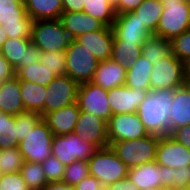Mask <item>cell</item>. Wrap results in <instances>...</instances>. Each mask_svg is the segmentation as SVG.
<instances>
[{
  "label": "cell",
  "mask_w": 190,
  "mask_h": 190,
  "mask_svg": "<svg viewBox=\"0 0 190 190\" xmlns=\"http://www.w3.org/2000/svg\"><path fill=\"white\" fill-rule=\"evenodd\" d=\"M99 190H109L108 186H102Z\"/></svg>",
  "instance_id": "57"
},
{
  "label": "cell",
  "mask_w": 190,
  "mask_h": 190,
  "mask_svg": "<svg viewBox=\"0 0 190 190\" xmlns=\"http://www.w3.org/2000/svg\"><path fill=\"white\" fill-rule=\"evenodd\" d=\"M171 54V41L152 35L142 45V56L153 65L159 59L166 58Z\"/></svg>",
  "instance_id": "32"
},
{
  "label": "cell",
  "mask_w": 190,
  "mask_h": 190,
  "mask_svg": "<svg viewBox=\"0 0 190 190\" xmlns=\"http://www.w3.org/2000/svg\"><path fill=\"white\" fill-rule=\"evenodd\" d=\"M142 55V45L119 40L114 35L111 59L128 69Z\"/></svg>",
  "instance_id": "29"
},
{
  "label": "cell",
  "mask_w": 190,
  "mask_h": 190,
  "mask_svg": "<svg viewBox=\"0 0 190 190\" xmlns=\"http://www.w3.org/2000/svg\"><path fill=\"white\" fill-rule=\"evenodd\" d=\"M41 165L48 183L61 182L63 180L65 165L55 156L50 155Z\"/></svg>",
  "instance_id": "40"
},
{
  "label": "cell",
  "mask_w": 190,
  "mask_h": 190,
  "mask_svg": "<svg viewBox=\"0 0 190 190\" xmlns=\"http://www.w3.org/2000/svg\"><path fill=\"white\" fill-rule=\"evenodd\" d=\"M114 35L121 41L130 42L134 45H143L147 38L153 34L143 26L132 12L116 15L112 25Z\"/></svg>",
  "instance_id": "15"
},
{
  "label": "cell",
  "mask_w": 190,
  "mask_h": 190,
  "mask_svg": "<svg viewBox=\"0 0 190 190\" xmlns=\"http://www.w3.org/2000/svg\"><path fill=\"white\" fill-rule=\"evenodd\" d=\"M42 190H74V187L64 182H50Z\"/></svg>",
  "instance_id": "52"
},
{
  "label": "cell",
  "mask_w": 190,
  "mask_h": 190,
  "mask_svg": "<svg viewBox=\"0 0 190 190\" xmlns=\"http://www.w3.org/2000/svg\"><path fill=\"white\" fill-rule=\"evenodd\" d=\"M156 163L165 167L180 168L190 165V150L170 135L161 136L156 150Z\"/></svg>",
  "instance_id": "17"
},
{
  "label": "cell",
  "mask_w": 190,
  "mask_h": 190,
  "mask_svg": "<svg viewBox=\"0 0 190 190\" xmlns=\"http://www.w3.org/2000/svg\"><path fill=\"white\" fill-rule=\"evenodd\" d=\"M83 12L112 27L116 18L114 4L109 0H84Z\"/></svg>",
  "instance_id": "31"
},
{
  "label": "cell",
  "mask_w": 190,
  "mask_h": 190,
  "mask_svg": "<svg viewBox=\"0 0 190 190\" xmlns=\"http://www.w3.org/2000/svg\"><path fill=\"white\" fill-rule=\"evenodd\" d=\"M126 72L127 69L112 59L99 61L91 82L106 90L120 87L125 84Z\"/></svg>",
  "instance_id": "22"
},
{
  "label": "cell",
  "mask_w": 190,
  "mask_h": 190,
  "mask_svg": "<svg viewBox=\"0 0 190 190\" xmlns=\"http://www.w3.org/2000/svg\"><path fill=\"white\" fill-rule=\"evenodd\" d=\"M42 66L52 71L55 76L66 75V55L63 51L41 52Z\"/></svg>",
  "instance_id": "37"
},
{
  "label": "cell",
  "mask_w": 190,
  "mask_h": 190,
  "mask_svg": "<svg viewBox=\"0 0 190 190\" xmlns=\"http://www.w3.org/2000/svg\"><path fill=\"white\" fill-rule=\"evenodd\" d=\"M107 90L87 82L80 84L77 90V103L80 111H84L108 121L112 111L107 100Z\"/></svg>",
  "instance_id": "12"
},
{
  "label": "cell",
  "mask_w": 190,
  "mask_h": 190,
  "mask_svg": "<svg viewBox=\"0 0 190 190\" xmlns=\"http://www.w3.org/2000/svg\"><path fill=\"white\" fill-rule=\"evenodd\" d=\"M163 10L161 0H144L133 12L143 26L153 34L156 31Z\"/></svg>",
  "instance_id": "30"
},
{
  "label": "cell",
  "mask_w": 190,
  "mask_h": 190,
  "mask_svg": "<svg viewBox=\"0 0 190 190\" xmlns=\"http://www.w3.org/2000/svg\"><path fill=\"white\" fill-rule=\"evenodd\" d=\"M174 90H150L139 104L137 114L149 134L170 135L169 106L173 103Z\"/></svg>",
  "instance_id": "1"
},
{
  "label": "cell",
  "mask_w": 190,
  "mask_h": 190,
  "mask_svg": "<svg viewBox=\"0 0 190 190\" xmlns=\"http://www.w3.org/2000/svg\"><path fill=\"white\" fill-rule=\"evenodd\" d=\"M168 190H190V188H169Z\"/></svg>",
  "instance_id": "56"
},
{
  "label": "cell",
  "mask_w": 190,
  "mask_h": 190,
  "mask_svg": "<svg viewBox=\"0 0 190 190\" xmlns=\"http://www.w3.org/2000/svg\"><path fill=\"white\" fill-rule=\"evenodd\" d=\"M31 43V38H7L0 53L17 73L24 67L25 49Z\"/></svg>",
  "instance_id": "28"
},
{
  "label": "cell",
  "mask_w": 190,
  "mask_h": 190,
  "mask_svg": "<svg viewBox=\"0 0 190 190\" xmlns=\"http://www.w3.org/2000/svg\"><path fill=\"white\" fill-rule=\"evenodd\" d=\"M20 174L30 190H42L48 184L41 163L24 161Z\"/></svg>",
  "instance_id": "35"
},
{
  "label": "cell",
  "mask_w": 190,
  "mask_h": 190,
  "mask_svg": "<svg viewBox=\"0 0 190 190\" xmlns=\"http://www.w3.org/2000/svg\"><path fill=\"white\" fill-rule=\"evenodd\" d=\"M24 5L33 21L59 19L63 13L62 0H25Z\"/></svg>",
  "instance_id": "25"
},
{
  "label": "cell",
  "mask_w": 190,
  "mask_h": 190,
  "mask_svg": "<svg viewBox=\"0 0 190 190\" xmlns=\"http://www.w3.org/2000/svg\"><path fill=\"white\" fill-rule=\"evenodd\" d=\"M76 40L87 48L98 61L111 59L114 40L112 27L105 26L102 30L85 33Z\"/></svg>",
  "instance_id": "18"
},
{
  "label": "cell",
  "mask_w": 190,
  "mask_h": 190,
  "mask_svg": "<svg viewBox=\"0 0 190 190\" xmlns=\"http://www.w3.org/2000/svg\"><path fill=\"white\" fill-rule=\"evenodd\" d=\"M102 186V183L97 178L88 175L74 186V190H99Z\"/></svg>",
  "instance_id": "47"
},
{
  "label": "cell",
  "mask_w": 190,
  "mask_h": 190,
  "mask_svg": "<svg viewBox=\"0 0 190 190\" xmlns=\"http://www.w3.org/2000/svg\"><path fill=\"white\" fill-rule=\"evenodd\" d=\"M183 78L186 85H190V58L183 61Z\"/></svg>",
  "instance_id": "53"
},
{
  "label": "cell",
  "mask_w": 190,
  "mask_h": 190,
  "mask_svg": "<svg viewBox=\"0 0 190 190\" xmlns=\"http://www.w3.org/2000/svg\"><path fill=\"white\" fill-rule=\"evenodd\" d=\"M23 163L24 158L22 157L18 147L0 150L1 174L20 172Z\"/></svg>",
  "instance_id": "36"
},
{
  "label": "cell",
  "mask_w": 190,
  "mask_h": 190,
  "mask_svg": "<svg viewBox=\"0 0 190 190\" xmlns=\"http://www.w3.org/2000/svg\"><path fill=\"white\" fill-rule=\"evenodd\" d=\"M170 136L190 150V125L174 129Z\"/></svg>",
  "instance_id": "45"
},
{
  "label": "cell",
  "mask_w": 190,
  "mask_h": 190,
  "mask_svg": "<svg viewBox=\"0 0 190 190\" xmlns=\"http://www.w3.org/2000/svg\"><path fill=\"white\" fill-rule=\"evenodd\" d=\"M78 84L67 75L57 76L46 86L44 116L77 102Z\"/></svg>",
  "instance_id": "11"
},
{
  "label": "cell",
  "mask_w": 190,
  "mask_h": 190,
  "mask_svg": "<svg viewBox=\"0 0 190 190\" xmlns=\"http://www.w3.org/2000/svg\"><path fill=\"white\" fill-rule=\"evenodd\" d=\"M164 8L153 35L172 40L190 29V0H161Z\"/></svg>",
  "instance_id": "3"
},
{
  "label": "cell",
  "mask_w": 190,
  "mask_h": 190,
  "mask_svg": "<svg viewBox=\"0 0 190 190\" xmlns=\"http://www.w3.org/2000/svg\"><path fill=\"white\" fill-rule=\"evenodd\" d=\"M109 190H139L137 186L128 177L116 181L108 186Z\"/></svg>",
  "instance_id": "50"
},
{
  "label": "cell",
  "mask_w": 190,
  "mask_h": 190,
  "mask_svg": "<svg viewBox=\"0 0 190 190\" xmlns=\"http://www.w3.org/2000/svg\"><path fill=\"white\" fill-rule=\"evenodd\" d=\"M142 190H168L162 186H156V187H150V188H146V189H142Z\"/></svg>",
  "instance_id": "55"
},
{
  "label": "cell",
  "mask_w": 190,
  "mask_h": 190,
  "mask_svg": "<svg viewBox=\"0 0 190 190\" xmlns=\"http://www.w3.org/2000/svg\"><path fill=\"white\" fill-rule=\"evenodd\" d=\"M65 55L67 76L78 85L93 80L99 61L87 48L76 39H72L65 50Z\"/></svg>",
  "instance_id": "6"
},
{
  "label": "cell",
  "mask_w": 190,
  "mask_h": 190,
  "mask_svg": "<svg viewBox=\"0 0 190 190\" xmlns=\"http://www.w3.org/2000/svg\"><path fill=\"white\" fill-rule=\"evenodd\" d=\"M160 171H162L161 185L162 187L169 189L171 188V179H172V167H165L159 165Z\"/></svg>",
  "instance_id": "51"
},
{
  "label": "cell",
  "mask_w": 190,
  "mask_h": 190,
  "mask_svg": "<svg viewBox=\"0 0 190 190\" xmlns=\"http://www.w3.org/2000/svg\"><path fill=\"white\" fill-rule=\"evenodd\" d=\"M153 65L142 55L128 67L125 86L135 89L150 90V77Z\"/></svg>",
  "instance_id": "26"
},
{
  "label": "cell",
  "mask_w": 190,
  "mask_h": 190,
  "mask_svg": "<svg viewBox=\"0 0 190 190\" xmlns=\"http://www.w3.org/2000/svg\"><path fill=\"white\" fill-rule=\"evenodd\" d=\"M127 177L132 180L139 190L162 186V171H160L155 160L129 168Z\"/></svg>",
  "instance_id": "24"
},
{
  "label": "cell",
  "mask_w": 190,
  "mask_h": 190,
  "mask_svg": "<svg viewBox=\"0 0 190 190\" xmlns=\"http://www.w3.org/2000/svg\"><path fill=\"white\" fill-rule=\"evenodd\" d=\"M150 90L129 88L125 85L107 90L112 115L137 113L139 104Z\"/></svg>",
  "instance_id": "16"
},
{
  "label": "cell",
  "mask_w": 190,
  "mask_h": 190,
  "mask_svg": "<svg viewBox=\"0 0 190 190\" xmlns=\"http://www.w3.org/2000/svg\"><path fill=\"white\" fill-rule=\"evenodd\" d=\"M15 116L0 111V150L19 147Z\"/></svg>",
  "instance_id": "34"
},
{
  "label": "cell",
  "mask_w": 190,
  "mask_h": 190,
  "mask_svg": "<svg viewBox=\"0 0 190 190\" xmlns=\"http://www.w3.org/2000/svg\"><path fill=\"white\" fill-rule=\"evenodd\" d=\"M60 21L71 39L89 32L102 30L105 25L85 12H63Z\"/></svg>",
  "instance_id": "19"
},
{
  "label": "cell",
  "mask_w": 190,
  "mask_h": 190,
  "mask_svg": "<svg viewBox=\"0 0 190 190\" xmlns=\"http://www.w3.org/2000/svg\"><path fill=\"white\" fill-rule=\"evenodd\" d=\"M41 50L32 42L25 49L24 67L40 61Z\"/></svg>",
  "instance_id": "46"
},
{
  "label": "cell",
  "mask_w": 190,
  "mask_h": 190,
  "mask_svg": "<svg viewBox=\"0 0 190 190\" xmlns=\"http://www.w3.org/2000/svg\"><path fill=\"white\" fill-rule=\"evenodd\" d=\"M147 135L149 133L146 131L137 113L112 115L107 121L109 145L112 142L138 139Z\"/></svg>",
  "instance_id": "13"
},
{
  "label": "cell",
  "mask_w": 190,
  "mask_h": 190,
  "mask_svg": "<svg viewBox=\"0 0 190 190\" xmlns=\"http://www.w3.org/2000/svg\"><path fill=\"white\" fill-rule=\"evenodd\" d=\"M63 12H81L84 9V0H62Z\"/></svg>",
  "instance_id": "49"
},
{
  "label": "cell",
  "mask_w": 190,
  "mask_h": 190,
  "mask_svg": "<svg viewBox=\"0 0 190 190\" xmlns=\"http://www.w3.org/2000/svg\"><path fill=\"white\" fill-rule=\"evenodd\" d=\"M71 40L60 19L34 20L32 22L31 42L41 52H65Z\"/></svg>",
  "instance_id": "4"
},
{
  "label": "cell",
  "mask_w": 190,
  "mask_h": 190,
  "mask_svg": "<svg viewBox=\"0 0 190 190\" xmlns=\"http://www.w3.org/2000/svg\"><path fill=\"white\" fill-rule=\"evenodd\" d=\"M98 148L83 141L76 133L54 135L51 145V155L55 156L65 166L77 160H89Z\"/></svg>",
  "instance_id": "9"
},
{
  "label": "cell",
  "mask_w": 190,
  "mask_h": 190,
  "mask_svg": "<svg viewBox=\"0 0 190 190\" xmlns=\"http://www.w3.org/2000/svg\"><path fill=\"white\" fill-rule=\"evenodd\" d=\"M80 109L78 103L47 113L43 119L48 124L53 135L73 133Z\"/></svg>",
  "instance_id": "20"
},
{
  "label": "cell",
  "mask_w": 190,
  "mask_h": 190,
  "mask_svg": "<svg viewBox=\"0 0 190 190\" xmlns=\"http://www.w3.org/2000/svg\"><path fill=\"white\" fill-rule=\"evenodd\" d=\"M16 76L20 81H29L42 86H48L57 77L48 68L42 66L40 61L21 68Z\"/></svg>",
  "instance_id": "33"
},
{
  "label": "cell",
  "mask_w": 190,
  "mask_h": 190,
  "mask_svg": "<svg viewBox=\"0 0 190 190\" xmlns=\"http://www.w3.org/2000/svg\"><path fill=\"white\" fill-rule=\"evenodd\" d=\"M74 133L83 141L94 144L98 149L109 146L107 121L99 116L80 111Z\"/></svg>",
  "instance_id": "14"
},
{
  "label": "cell",
  "mask_w": 190,
  "mask_h": 190,
  "mask_svg": "<svg viewBox=\"0 0 190 190\" xmlns=\"http://www.w3.org/2000/svg\"><path fill=\"white\" fill-rule=\"evenodd\" d=\"M171 188H190V165L172 168Z\"/></svg>",
  "instance_id": "43"
},
{
  "label": "cell",
  "mask_w": 190,
  "mask_h": 190,
  "mask_svg": "<svg viewBox=\"0 0 190 190\" xmlns=\"http://www.w3.org/2000/svg\"><path fill=\"white\" fill-rule=\"evenodd\" d=\"M169 106L170 133L190 125V85L184 84L174 90L173 103Z\"/></svg>",
  "instance_id": "21"
},
{
  "label": "cell",
  "mask_w": 190,
  "mask_h": 190,
  "mask_svg": "<svg viewBox=\"0 0 190 190\" xmlns=\"http://www.w3.org/2000/svg\"><path fill=\"white\" fill-rule=\"evenodd\" d=\"M41 118L42 116L39 113L32 111H23L15 116L19 142L26 137Z\"/></svg>",
  "instance_id": "39"
},
{
  "label": "cell",
  "mask_w": 190,
  "mask_h": 190,
  "mask_svg": "<svg viewBox=\"0 0 190 190\" xmlns=\"http://www.w3.org/2000/svg\"><path fill=\"white\" fill-rule=\"evenodd\" d=\"M0 190H30L20 172L0 174Z\"/></svg>",
  "instance_id": "42"
},
{
  "label": "cell",
  "mask_w": 190,
  "mask_h": 190,
  "mask_svg": "<svg viewBox=\"0 0 190 190\" xmlns=\"http://www.w3.org/2000/svg\"><path fill=\"white\" fill-rule=\"evenodd\" d=\"M183 61L172 53L153 64L150 77V90H175L183 86Z\"/></svg>",
  "instance_id": "10"
},
{
  "label": "cell",
  "mask_w": 190,
  "mask_h": 190,
  "mask_svg": "<svg viewBox=\"0 0 190 190\" xmlns=\"http://www.w3.org/2000/svg\"><path fill=\"white\" fill-rule=\"evenodd\" d=\"M171 53L181 61L190 58V29L171 40Z\"/></svg>",
  "instance_id": "41"
},
{
  "label": "cell",
  "mask_w": 190,
  "mask_h": 190,
  "mask_svg": "<svg viewBox=\"0 0 190 190\" xmlns=\"http://www.w3.org/2000/svg\"><path fill=\"white\" fill-rule=\"evenodd\" d=\"M21 97L26 111L39 113L44 117L46 86L29 81H20Z\"/></svg>",
  "instance_id": "27"
},
{
  "label": "cell",
  "mask_w": 190,
  "mask_h": 190,
  "mask_svg": "<svg viewBox=\"0 0 190 190\" xmlns=\"http://www.w3.org/2000/svg\"><path fill=\"white\" fill-rule=\"evenodd\" d=\"M88 175V161L77 160L75 162H72L70 165L65 166L62 182L70 185L71 187H74Z\"/></svg>",
  "instance_id": "38"
},
{
  "label": "cell",
  "mask_w": 190,
  "mask_h": 190,
  "mask_svg": "<svg viewBox=\"0 0 190 190\" xmlns=\"http://www.w3.org/2000/svg\"><path fill=\"white\" fill-rule=\"evenodd\" d=\"M53 133L41 118L33 129L20 141L19 150L24 161L42 163L51 155Z\"/></svg>",
  "instance_id": "7"
},
{
  "label": "cell",
  "mask_w": 190,
  "mask_h": 190,
  "mask_svg": "<svg viewBox=\"0 0 190 190\" xmlns=\"http://www.w3.org/2000/svg\"><path fill=\"white\" fill-rule=\"evenodd\" d=\"M16 75L14 68L0 53V83L13 78Z\"/></svg>",
  "instance_id": "48"
},
{
  "label": "cell",
  "mask_w": 190,
  "mask_h": 190,
  "mask_svg": "<svg viewBox=\"0 0 190 190\" xmlns=\"http://www.w3.org/2000/svg\"><path fill=\"white\" fill-rule=\"evenodd\" d=\"M0 111L13 116L26 111L21 97L20 80L16 75L0 83Z\"/></svg>",
  "instance_id": "23"
},
{
  "label": "cell",
  "mask_w": 190,
  "mask_h": 190,
  "mask_svg": "<svg viewBox=\"0 0 190 190\" xmlns=\"http://www.w3.org/2000/svg\"><path fill=\"white\" fill-rule=\"evenodd\" d=\"M7 35L5 33V30L3 29V26L0 24V50L2 48V45L7 40Z\"/></svg>",
  "instance_id": "54"
},
{
  "label": "cell",
  "mask_w": 190,
  "mask_h": 190,
  "mask_svg": "<svg viewBox=\"0 0 190 190\" xmlns=\"http://www.w3.org/2000/svg\"><path fill=\"white\" fill-rule=\"evenodd\" d=\"M159 138L149 134L138 139L112 142L109 147L128 168H132L156 159Z\"/></svg>",
  "instance_id": "2"
},
{
  "label": "cell",
  "mask_w": 190,
  "mask_h": 190,
  "mask_svg": "<svg viewBox=\"0 0 190 190\" xmlns=\"http://www.w3.org/2000/svg\"><path fill=\"white\" fill-rule=\"evenodd\" d=\"M33 20L21 0H0V24L8 38H31Z\"/></svg>",
  "instance_id": "8"
},
{
  "label": "cell",
  "mask_w": 190,
  "mask_h": 190,
  "mask_svg": "<svg viewBox=\"0 0 190 190\" xmlns=\"http://www.w3.org/2000/svg\"><path fill=\"white\" fill-rule=\"evenodd\" d=\"M89 175L97 178L103 186L127 177L128 167L107 146L98 149L88 160Z\"/></svg>",
  "instance_id": "5"
},
{
  "label": "cell",
  "mask_w": 190,
  "mask_h": 190,
  "mask_svg": "<svg viewBox=\"0 0 190 190\" xmlns=\"http://www.w3.org/2000/svg\"><path fill=\"white\" fill-rule=\"evenodd\" d=\"M110 2H112L113 4L116 2V0H109Z\"/></svg>",
  "instance_id": "58"
},
{
  "label": "cell",
  "mask_w": 190,
  "mask_h": 190,
  "mask_svg": "<svg viewBox=\"0 0 190 190\" xmlns=\"http://www.w3.org/2000/svg\"><path fill=\"white\" fill-rule=\"evenodd\" d=\"M143 1L144 0H116L114 3L116 15L134 11Z\"/></svg>",
  "instance_id": "44"
}]
</instances>
